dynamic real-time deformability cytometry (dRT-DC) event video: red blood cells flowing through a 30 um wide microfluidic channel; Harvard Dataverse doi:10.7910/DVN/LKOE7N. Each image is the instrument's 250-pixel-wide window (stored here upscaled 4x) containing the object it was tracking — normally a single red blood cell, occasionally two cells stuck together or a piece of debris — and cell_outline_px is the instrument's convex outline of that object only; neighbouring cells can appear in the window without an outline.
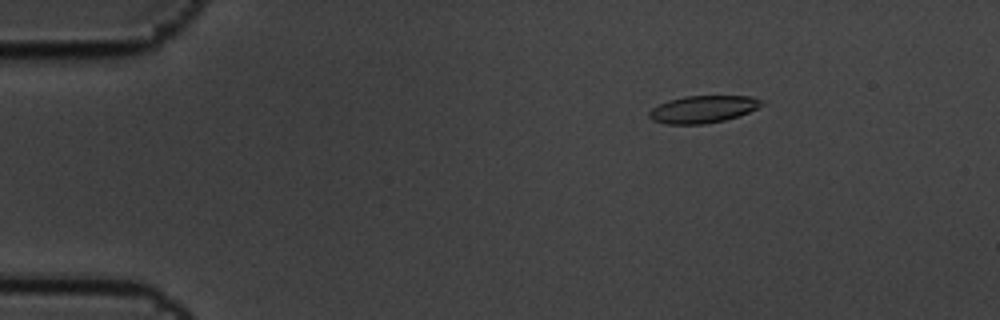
{"species": "common noctule bat (a hibernating species)", "species_latin": "Nyctalus noctula", "temperature_condition": "cold", "stored_images_in_passage": 9, "camera_frame_rate_fps": 3000, "um_per_image_px": 0.085, "animal": {"sex": "male", "body_mass_g": 19.5, "forearm_length_mm": 54.6}, "frame": {"image": 1, "passage_image": 3, "time_ms": 0.667, "image_size_px": [1000, 320], "cell_outline_px": [[764, 104], [748, 112], [724, 120], [704, 124], [664, 124], [652, 120], [648, 116], [648, 112], [652, 108], [668, 100], [684, 96], [752, 96], [760, 100]], "centroid_in_image_um": [59.7, 9.28], "position_along_channel_um": 25.3, "area_um2": 17.74}}
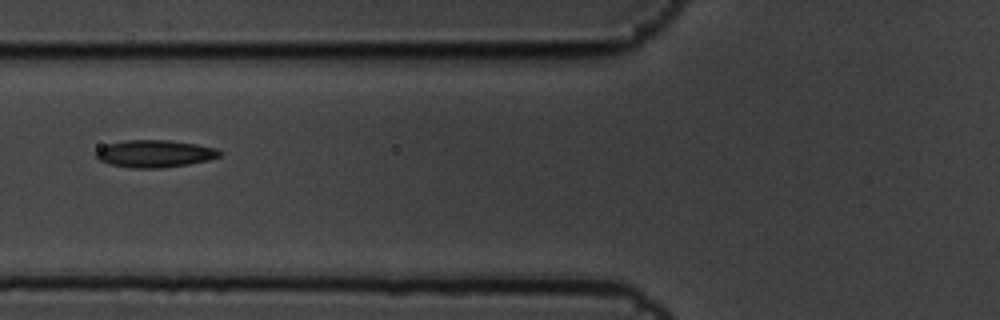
{"frame": {"image": 2, "passage_image": 7, "time_ms": 2.0, "image_size_px": [1000, 320], "cell_outline_px": [[220, 156], [208, 160], [188, 164], [160, 168], [132, 168], [108, 164], [100, 160], [96, 156], [96, 152], [100, 148], [108, 144], [128, 140], [168, 140], [196, 144], [216, 148], [220, 152]], "centroid_in_image_um": [13.15, 13.06], "position_along_channel_um": 112.7, "area_um2": 19.48}}
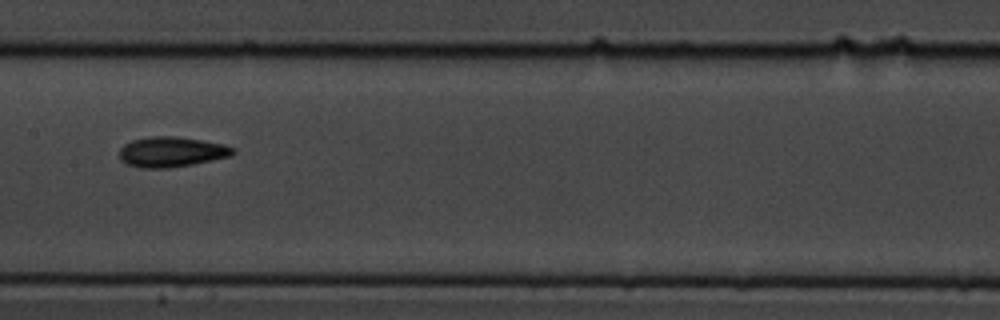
{"frame": {"image": 3, "passage_image": 9, "time_ms": 2.667, "image_size_px": [1000, 320], "cell_outline_px": [[236, 152], [232, 156], [192, 164], [168, 168], [140, 168], [124, 164], [120, 160], [120, 148], [124, 144], [132, 140], [148, 136], [176, 136], [224, 144], [236, 148]], "centroid_in_image_um": [14.57, 12.91], "position_along_channel_um": 192.8, "area_um2": 20.23}}